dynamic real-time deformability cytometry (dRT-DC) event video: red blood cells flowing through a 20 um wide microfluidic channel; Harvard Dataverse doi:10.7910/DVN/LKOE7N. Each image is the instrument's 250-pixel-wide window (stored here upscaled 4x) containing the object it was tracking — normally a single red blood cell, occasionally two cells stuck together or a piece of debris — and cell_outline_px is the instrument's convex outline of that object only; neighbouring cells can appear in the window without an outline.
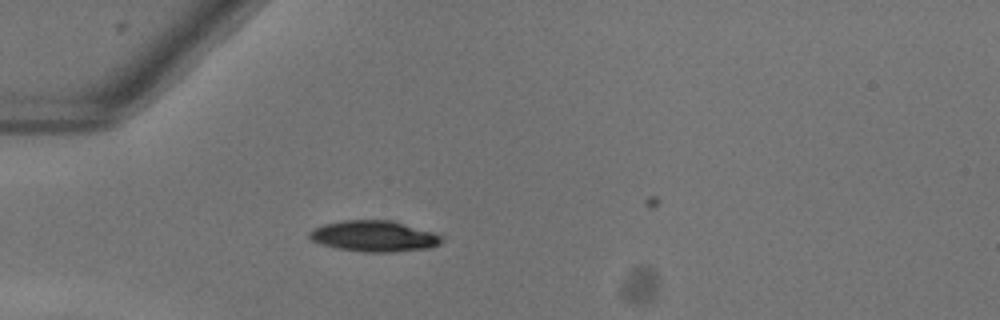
{"species": "common noctule bat (a hibernating species)", "species_latin": "Nyctalus noctula", "temperature_condition": "warm", "stored_images_in_passage": 31, "camera_frame_rate_fps": 3000, "um_per_image_px": 0.085, "animal": {"sex": "female"}, "frame": {"image": 1, "passage_image": 1, "time_ms": 0.0, "image_size_px": [1000, 320], "cell_outline_px": [[444, 240], [440, 244], [432, 248], [388, 252], [364, 252], [336, 248], [312, 240], [308, 236], [308, 232], [312, 228], [324, 224], [344, 220], [392, 220], [432, 232], [444, 236]], "centroid_in_image_um": [31.82, 20.07], "position_along_channel_um": 53.2, "area_um2": 23.93}}
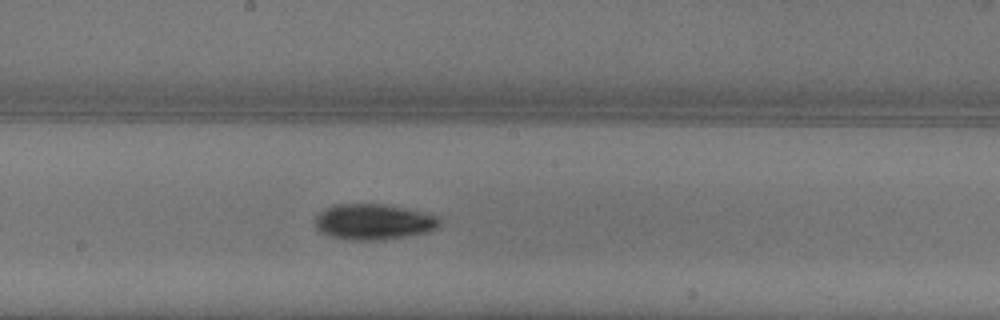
{"frame": {"image": 2, "passage_image": 14, "time_ms": 4.333, "image_size_px": [1000, 320], "cell_outline_px": [[440, 224], [436, 228], [428, 232], [384, 240], [352, 240], [332, 236], [320, 232], [316, 228], [316, 216], [324, 208], [336, 204], [388, 204], [408, 208], [440, 216]], "centroid_in_image_um": [31.79, 18.84], "position_along_channel_um": 216.4, "area_um2": 26.13}}
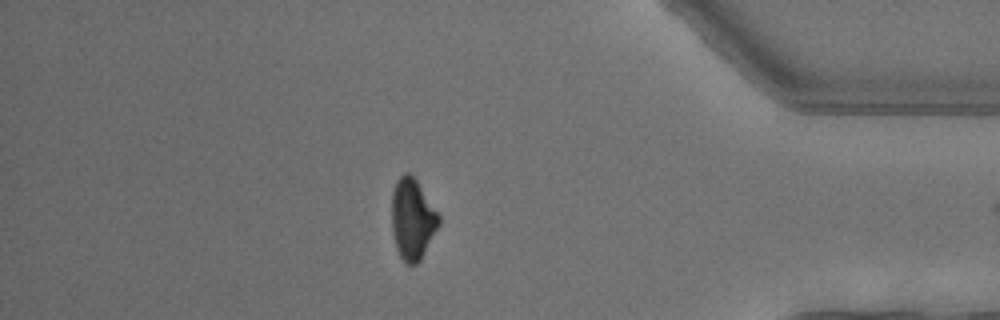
{"frame": {"image": 3, "passage_image": 30, "time_ms": 9.667, "image_size_px": [1000, 320], "cell_outline_px": [[440, 224], [420, 260], [416, 264], [408, 264], [400, 256], [396, 248], [392, 232], [392, 192], [396, 180], [404, 172], [408, 172], [416, 180], [440, 216]], "centroid_in_image_um": [35.05, 18.61], "position_along_channel_um": 400.2, "area_um2": 22.02}}